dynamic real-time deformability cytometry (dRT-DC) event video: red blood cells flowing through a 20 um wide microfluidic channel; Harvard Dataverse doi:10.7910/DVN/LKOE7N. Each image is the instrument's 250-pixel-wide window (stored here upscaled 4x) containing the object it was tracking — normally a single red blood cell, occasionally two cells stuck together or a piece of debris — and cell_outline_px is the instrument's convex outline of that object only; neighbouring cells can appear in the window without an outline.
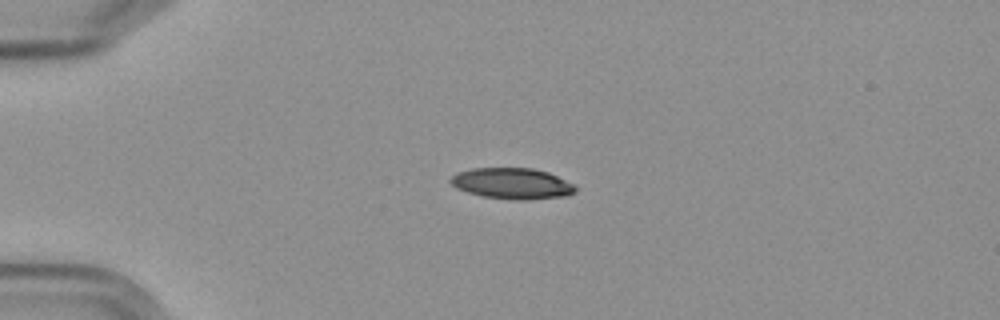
{"species": "Egyptian fruit bat (a non-hibernating species)", "species_latin": "Rousettus aegyptiacus", "temperature_condition": "cold", "stored_images_in_passage": 3, "camera_frame_rate_fps": 3000, "um_per_image_px": 0.085, "frame": {"image": 1, "passage_image": 2, "time_ms": 1.333, "image_size_px": [1000, 320], "cell_outline_px": [[576, 192], [568, 196], [528, 200], [516, 200], [484, 196], [468, 192], [456, 188], [448, 180], [456, 172], [472, 168], [532, 168], [548, 172], [576, 184]], "centroid_in_image_um": [43.57, 15.59], "position_along_channel_um": 41.4, "area_um2": 22.77}}